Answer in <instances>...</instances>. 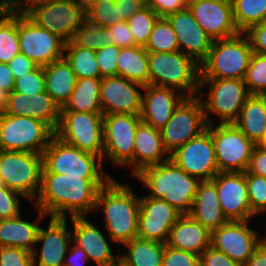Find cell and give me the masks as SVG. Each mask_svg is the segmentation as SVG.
<instances>
[{"label":"cell","mask_w":266,"mask_h":266,"mask_svg":"<svg viewBox=\"0 0 266 266\" xmlns=\"http://www.w3.org/2000/svg\"><path fill=\"white\" fill-rule=\"evenodd\" d=\"M170 154L164 147L161 132L140 122L137 126L134 146V176L144 168L166 162Z\"/></svg>","instance_id":"484cf974"},{"label":"cell","mask_w":266,"mask_h":266,"mask_svg":"<svg viewBox=\"0 0 266 266\" xmlns=\"http://www.w3.org/2000/svg\"><path fill=\"white\" fill-rule=\"evenodd\" d=\"M208 86L206 101H202L207 125L214 122L209 113L217 115L220 124L234 123L250 95L243 79H200L199 92L202 86Z\"/></svg>","instance_id":"30bf717a"},{"label":"cell","mask_w":266,"mask_h":266,"mask_svg":"<svg viewBox=\"0 0 266 266\" xmlns=\"http://www.w3.org/2000/svg\"><path fill=\"white\" fill-rule=\"evenodd\" d=\"M68 251V257H65L63 266H83V264L89 263L87 254L77 245L74 244Z\"/></svg>","instance_id":"91938a15"},{"label":"cell","mask_w":266,"mask_h":266,"mask_svg":"<svg viewBox=\"0 0 266 266\" xmlns=\"http://www.w3.org/2000/svg\"><path fill=\"white\" fill-rule=\"evenodd\" d=\"M78 11L87 19L99 0H74Z\"/></svg>","instance_id":"be15d7a7"},{"label":"cell","mask_w":266,"mask_h":266,"mask_svg":"<svg viewBox=\"0 0 266 266\" xmlns=\"http://www.w3.org/2000/svg\"><path fill=\"white\" fill-rule=\"evenodd\" d=\"M64 57L70 63L77 79L102 78L96 60V51L77 46L70 41L65 43Z\"/></svg>","instance_id":"d590c367"},{"label":"cell","mask_w":266,"mask_h":266,"mask_svg":"<svg viewBox=\"0 0 266 266\" xmlns=\"http://www.w3.org/2000/svg\"><path fill=\"white\" fill-rule=\"evenodd\" d=\"M70 220L74 229L72 243L83 249L89 260H93L96 266H113L117 262L120 255L115 257L106 237L95 224L86 216L70 217Z\"/></svg>","instance_id":"d4e9b609"},{"label":"cell","mask_w":266,"mask_h":266,"mask_svg":"<svg viewBox=\"0 0 266 266\" xmlns=\"http://www.w3.org/2000/svg\"><path fill=\"white\" fill-rule=\"evenodd\" d=\"M185 8H189L192 5L199 3L202 0H181Z\"/></svg>","instance_id":"a7ac6f4b"},{"label":"cell","mask_w":266,"mask_h":266,"mask_svg":"<svg viewBox=\"0 0 266 266\" xmlns=\"http://www.w3.org/2000/svg\"><path fill=\"white\" fill-rule=\"evenodd\" d=\"M55 135L81 151L103 157L102 112L61 111Z\"/></svg>","instance_id":"9c48e42d"},{"label":"cell","mask_w":266,"mask_h":266,"mask_svg":"<svg viewBox=\"0 0 266 266\" xmlns=\"http://www.w3.org/2000/svg\"><path fill=\"white\" fill-rule=\"evenodd\" d=\"M234 124L255 145L266 134V95L250 94Z\"/></svg>","instance_id":"4dcf8cb0"},{"label":"cell","mask_w":266,"mask_h":266,"mask_svg":"<svg viewBox=\"0 0 266 266\" xmlns=\"http://www.w3.org/2000/svg\"><path fill=\"white\" fill-rule=\"evenodd\" d=\"M119 14L125 21L136 14L146 3L143 0H115Z\"/></svg>","instance_id":"680465c9"},{"label":"cell","mask_w":266,"mask_h":266,"mask_svg":"<svg viewBox=\"0 0 266 266\" xmlns=\"http://www.w3.org/2000/svg\"><path fill=\"white\" fill-rule=\"evenodd\" d=\"M146 4L150 1V0H143Z\"/></svg>","instance_id":"34e18365"},{"label":"cell","mask_w":266,"mask_h":266,"mask_svg":"<svg viewBox=\"0 0 266 266\" xmlns=\"http://www.w3.org/2000/svg\"><path fill=\"white\" fill-rule=\"evenodd\" d=\"M13 91L30 95L45 91L43 67L36 66L31 72L15 79Z\"/></svg>","instance_id":"f6af8a7d"},{"label":"cell","mask_w":266,"mask_h":266,"mask_svg":"<svg viewBox=\"0 0 266 266\" xmlns=\"http://www.w3.org/2000/svg\"><path fill=\"white\" fill-rule=\"evenodd\" d=\"M189 215L210 231L227 222L222 214L216 186L211 180L199 183Z\"/></svg>","instance_id":"83f0119b"},{"label":"cell","mask_w":266,"mask_h":266,"mask_svg":"<svg viewBox=\"0 0 266 266\" xmlns=\"http://www.w3.org/2000/svg\"><path fill=\"white\" fill-rule=\"evenodd\" d=\"M108 37L110 45H116L119 48L135 46L134 36L126 21L108 27Z\"/></svg>","instance_id":"f907efd6"},{"label":"cell","mask_w":266,"mask_h":266,"mask_svg":"<svg viewBox=\"0 0 266 266\" xmlns=\"http://www.w3.org/2000/svg\"><path fill=\"white\" fill-rule=\"evenodd\" d=\"M247 173L266 177V150L256 145L246 169Z\"/></svg>","instance_id":"11a10c76"},{"label":"cell","mask_w":266,"mask_h":266,"mask_svg":"<svg viewBox=\"0 0 266 266\" xmlns=\"http://www.w3.org/2000/svg\"><path fill=\"white\" fill-rule=\"evenodd\" d=\"M3 186V183H2V180H1V178H0V187H2Z\"/></svg>","instance_id":"753ad0ef"},{"label":"cell","mask_w":266,"mask_h":266,"mask_svg":"<svg viewBox=\"0 0 266 266\" xmlns=\"http://www.w3.org/2000/svg\"><path fill=\"white\" fill-rule=\"evenodd\" d=\"M194 19L213 41L241 33L234 21L231 0H202L189 7Z\"/></svg>","instance_id":"7402d4cb"},{"label":"cell","mask_w":266,"mask_h":266,"mask_svg":"<svg viewBox=\"0 0 266 266\" xmlns=\"http://www.w3.org/2000/svg\"><path fill=\"white\" fill-rule=\"evenodd\" d=\"M245 179L252 212L258 216L266 212V177L247 173Z\"/></svg>","instance_id":"ee69618b"},{"label":"cell","mask_w":266,"mask_h":266,"mask_svg":"<svg viewBox=\"0 0 266 266\" xmlns=\"http://www.w3.org/2000/svg\"><path fill=\"white\" fill-rule=\"evenodd\" d=\"M42 154L0 150V178L3 186L35 201L41 187Z\"/></svg>","instance_id":"8992f818"},{"label":"cell","mask_w":266,"mask_h":266,"mask_svg":"<svg viewBox=\"0 0 266 266\" xmlns=\"http://www.w3.org/2000/svg\"><path fill=\"white\" fill-rule=\"evenodd\" d=\"M182 215L163 199L140 197L137 237L166 243L172 226Z\"/></svg>","instance_id":"e0dca14e"},{"label":"cell","mask_w":266,"mask_h":266,"mask_svg":"<svg viewBox=\"0 0 266 266\" xmlns=\"http://www.w3.org/2000/svg\"><path fill=\"white\" fill-rule=\"evenodd\" d=\"M165 244L136 237L124 244L127 254L119 258L128 266H162Z\"/></svg>","instance_id":"836d02e7"},{"label":"cell","mask_w":266,"mask_h":266,"mask_svg":"<svg viewBox=\"0 0 266 266\" xmlns=\"http://www.w3.org/2000/svg\"><path fill=\"white\" fill-rule=\"evenodd\" d=\"M30 94L12 91L8 94L7 106L4 114L29 117Z\"/></svg>","instance_id":"816d5d0a"},{"label":"cell","mask_w":266,"mask_h":266,"mask_svg":"<svg viewBox=\"0 0 266 266\" xmlns=\"http://www.w3.org/2000/svg\"><path fill=\"white\" fill-rule=\"evenodd\" d=\"M166 245L200 255L211 246V231L189 214H183L172 226Z\"/></svg>","instance_id":"4316f807"},{"label":"cell","mask_w":266,"mask_h":266,"mask_svg":"<svg viewBox=\"0 0 266 266\" xmlns=\"http://www.w3.org/2000/svg\"><path fill=\"white\" fill-rule=\"evenodd\" d=\"M108 37V27H99L87 21L76 31L73 42L80 47L93 51L110 46Z\"/></svg>","instance_id":"b9f144b4"},{"label":"cell","mask_w":266,"mask_h":266,"mask_svg":"<svg viewBox=\"0 0 266 266\" xmlns=\"http://www.w3.org/2000/svg\"><path fill=\"white\" fill-rule=\"evenodd\" d=\"M112 176H74L42 173L35 205L52 218L83 217L95 211L98 190Z\"/></svg>","instance_id":"6da1fadb"},{"label":"cell","mask_w":266,"mask_h":266,"mask_svg":"<svg viewBox=\"0 0 266 266\" xmlns=\"http://www.w3.org/2000/svg\"><path fill=\"white\" fill-rule=\"evenodd\" d=\"M15 79L8 63H0V87L10 94L14 90Z\"/></svg>","instance_id":"94428289"},{"label":"cell","mask_w":266,"mask_h":266,"mask_svg":"<svg viewBox=\"0 0 266 266\" xmlns=\"http://www.w3.org/2000/svg\"><path fill=\"white\" fill-rule=\"evenodd\" d=\"M141 122L140 115L108 114L103 115V159H109L114 165L122 167L133 166L134 176V146L137 126Z\"/></svg>","instance_id":"8fae6325"},{"label":"cell","mask_w":266,"mask_h":266,"mask_svg":"<svg viewBox=\"0 0 266 266\" xmlns=\"http://www.w3.org/2000/svg\"><path fill=\"white\" fill-rule=\"evenodd\" d=\"M19 53L18 10L0 7V63H9Z\"/></svg>","instance_id":"e575fe53"},{"label":"cell","mask_w":266,"mask_h":266,"mask_svg":"<svg viewBox=\"0 0 266 266\" xmlns=\"http://www.w3.org/2000/svg\"><path fill=\"white\" fill-rule=\"evenodd\" d=\"M243 80L249 94L266 95V55L252 54Z\"/></svg>","instance_id":"60d3db41"},{"label":"cell","mask_w":266,"mask_h":266,"mask_svg":"<svg viewBox=\"0 0 266 266\" xmlns=\"http://www.w3.org/2000/svg\"><path fill=\"white\" fill-rule=\"evenodd\" d=\"M0 266H33L32 252L18 247H0Z\"/></svg>","instance_id":"681fc988"},{"label":"cell","mask_w":266,"mask_h":266,"mask_svg":"<svg viewBox=\"0 0 266 266\" xmlns=\"http://www.w3.org/2000/svg\"><path fill=\"white\" fill-rule=\"evenodd\" d=\"M117 67L118 76L143 86L149 85L148 52L143 46L120 48Z\"/></svg>","instance_id":"1f68e13d"},{"label":"cell","mask_w":266,"mask_h":266,"mask_svg":"<svg viewBox=\"0 0 266 266\" xmlns=\"http://www.w3.org/2000/svg\"><path fill=\"white\" fill-rule=\"evenodd\" d=\"M147 52H175L179 50L176 34L165 17H160L154 25L148 43Z\"/></svg>","instance_id":"f35d334b"},{"label":"cell","mask_w":266,"mask_h":266,"mask_svg":"<svg viewBox=\"0 0 266 266\" xmlns=\"http://www.w3.org/2000/svg\"><path fill=\"white\" fill-rule=\"evenodd\" d=\"M258 242L260 247L266 249V235L263 238L258 239Z\"/></svg>","instance_id":"89a4df30"},{"label":"cell","mask_w":266,"mask_h":266,"mask_svg":"<svg viewBox=\"0 0 266 266\" xmlns=\"http://www.w3.org/2000/svg\"><path fill=\"white\" fill-rule=\"evenodd\" d=\"M243 33L247 36L253 53L266 55V20L250 26Z\"/></svg>","instance_id":"f5cc1de1"},{"label":"cell","mask_w":266,"mask_h":266,"mask_svg":"<svg viewBox=\"0 0 266 266\" xmlns=\"http://www.w3.org/2000/svg\"><path fill=\"white\" fill-rule=\"evenodd\" d=\"M200 266H241L221 251L209 246L199 255Z\"/></svg>","instance_id":"db71d44e"},{"label":"cell","mask_w":266,"mask_h":266,"mask_svg":"<svg viewBox=\"0 0 266 266\" xmlns=\"http://www.w3.org/2000/svg\"><path fill=\"white\" fill-rule=\"evenodd\" d=\"M144 86L121 76L101 78L100 105L103 115H140Z\"/></svg>","instance_id":"ffe728a7"},{"label":"cell","mask_w":266,"mask_h":266,"mask_svg":"<svg viewBox=\"0 0 266 266\" xmlns=\"http://www.w3.org/2000/svg\"><path fill=\"white\" fill-rule=\"evenodd\" d=\"M207 129L211 132L219 172H245L256 145L234 123L207 125Z\"/></svg>","instance_id":"4fadbf2b"},{"label":"cell","mask_w":266,"mask_h":266,"mask_svg":"<svg viewBox=\"0 0 266 266\" xmlns=\"http://www.w3.org/2000/svg\"><path fill=\"white\" fill-rule=\"evenodd\" d=\"M12 71L14 79L31 72L37 65L30 60L26 55L19 53L14 56L8 63Z\"/></svg>","instance_id":"6f0895ef"},{"label":"cell","mask_w":266,"mask_h":266,"mask_svg":"<svg viewBox=\"0 0 266 266\" xmlns=\"http://www.w3.org/2000/svg\"><path fill=\"white\" fill-rule=\"evenodd\" d=\"M139 205L140 197L131 187L113 178L98 190L95 210L104 211L105 228L112 242L124 245L137 237Z\"/></svg>","instance_id":"7a4b0ae2"},{"label":"cell","mask_w":266,"mask_h":266,"mask_svg":"<svg viewBox=\"0 0 266 266\" xmlns=\"http://www.w3.org/2000/svg\"><path fill=\"white\" fill-rule=\"evenodd\" d=\"M66 220L65 218L51 217L48 229L40 226L36 243H43L39 251V257L37 255L38 249L32 251L33 266L64 265L69 245L72 243V231L67 230Z\"/></svg>","instance_id":"603a6c76"},{"label":"cell","mask_w":266,"mask_h":266,"mask_svg":"<svg viewBox=\"0 0 266 266\" xmlns=\"http://www.w3.org/2000/svg\"><path fill=\"white\" fill-rule=\"evenodd\" d=\"M42 1H48V0H25V3L21 1L15 8L23 12L29 5L42 2Z\"/></svg>","instance_id":"03108f58"},{"label":"cell","mask_w":266,"mask_h":266,"mask_svg":"<svg viewBox=\"0 0 266 266\" xmlns=\"http://www.w3.org/2000/svg\"><path fill=\"white\" fill-rule=\"evenodd\" d=\"M86 21L99 27H110L125 20L119 14L115 0H99Z\"/></svg>","instance_id":"7bdbcfd3"},{"label":"cell","mask_w":266,"mask_h":266,"mask_svg":"<svg viewBox=\"0 0 266 266\" xmlns=\"http://www.w3.org/2000/svg\"><path fill=\"white\" fill-rule=\"evenodd\" d=\"M170 160L200 181H210L219 173L214 143L208 129L175 149L170 154Z\"/></svg>","instance_id":"2e32d148"},{"label":"cell","mask_w":266,"mask_h":266,"mask_svg":"<svg viewBox=\"0 0 266 266\" xmlns=\"http://www.w3.org/2000/svg\"><path fill=\"white\" fill-rule=\"evenodd\" d=\"M45 91L60 108L69 101L74 91L77 77L65 57L43 67Z\"/></svg>","instance_id":"f546056e"},{"label":"cell","mask_w":266,"mask_h":266,"mask_svg":"<svg viewBox=\"0 0 266 266\" xmlns=\"http://www.w3.org/2000/svg\"><path fill=\"white\" fill-rule=\"evenodd\" d=\"M247 222L249 221H227L211 231V246L241 266L259 246L258 232L249 228Z\"/></svg>","instance_id":"ac0fdd59"},{"label":"cell","mask_w":266,"mask_h":266,"mask_svg":"<svg viewBox=\"0 0 266 266\" xmlns=\"http://www.w3.org/2000/svg\"><path fill=\"white\" fill-rule=\"evenodd\" d=\"M242 266H266V249L258 246Z\"/></svg>","instance_id":"6125c7cd"},{"label":"cell","mask_w":266,"mask_h":266,"mask_svg":"<svg viewBox=\"0 0 266 266\" xmlns=\"http://www.w3.org/2000/svg\"><path fill=\"white\" fill-rule=\"evenodd\" d=\"M235 24L240 32L266 20V0H231Z\"/></svg>","instance_id":"8d00e7d4"},{"label":"cell","mask_w":266,"mask_h":266,"mask_svg":"<svg viewBox=\"0 0 266 266\" xmlns=\"http://www.w3.org/2000/svg\"><path fill=\"white\" fill-rule=\"evenodd\" d=\"M199 98L186 96L160 129L164 147L169 154L207 129L203 105Z\"/></svg>","instance_id":"5bb4252c"},{"label":"cell","mask_w":266,"mask_h":266,"mask_svg":"<svg viewBox=\"0 0 266 266\" xmlns=\"http://www.w3.org/2000/svg\"><path fill=\"white\" fill-rule=\"evenodd\" d=\"M18 37L20 53L37 66H47L64 57L65 42L50 31L37 26L18 10Z\"/></svg>","instance_id":"9a60e30c"},{"label":"cell","mask_w":266,"mask_h":266,"mask_svg":"<svg viewBox=\"0 0 266 266\" xmlns=\"http://www.w3.org/2000/svg\"><path fill=\"white\" fill-rule=\"evenodd\" d=\"M252 54L250 42L242 32L215 40L200 64V79H244Z\"/></svg>","instance_id":"5b68a950"},{"label":"cell","mask_w":266,"mask_h":266,"mask_svg":"<svg viewBox=\"0 0 266 266\" xmlns=\"http://www.w3.org/2000/svg\"><path fill=\"white\" fill-rule=\"evenodd\" d=\"M113 266H128L126 263H124L120 258L117 260V262Z\"/></svg>","instance_id":"2644e50d"},{"label":"cell","mask_w":266,"mask_h":266,"mask_svg":"<svg viewBox=\"0 0 266 266\" xmlns=\"http://www.w3.org/2000/svg\"><path fill=\"white\" fill-rule=\"evenodd\" d=\"M21 1L24 0H0V7L15 8Z\"/></svg>","instance_id":"003e7915"},{"label":"cell","mask_w":266,"mask_h":266,"mask_svg":"<svg viewBox=\"0 0 266 266\" xmlns=\"http://www.w3.org/2000/svg\"><path fill=\"white\" fill-rule=\"evenodd\" d=\"M147 4L159 17H166L185 8L181 0H150Z\"/></svg>","instance_id":"9f6ffc18"},{"label":"cell","mask_w":266,"mask_h":266,"mask_svg":"<svg viewBox=\"0 0 266 266\" xmlns=\"http://www.w3.org/2000/svg\"><path fill=\"white\" fill-rule=\"evenodd\" d=\"M259 146L266 150V134L264 139L260 142Z\"/></svg>","instance_id":"8c879c8a"},{"label":"cell","mask_w":266,"mask_h":266,"mask_svg":"<svg viewBox=\"0 0 266 266\" xmlns=\"http://www.w3.org/2000/svg\"><path fill=\"white\" fill-rule=\"evenodd\" d=\"M35 208L38 211L39 219L33 223L21 219V216L0 220V247H18L30 252L37 248L36 241L40 228L39 223L47 215L39 208Z\"/></svg>","instance_id":"f1b7e54d"},{"label":"cell","mask_w":266,"mask_h":266,"mask_svg":"<svg viewBox=\"0 0 266 266\" xmlns=\"http://www.w3.org/2000/svg\"><path fill=\"white\" fill-rule=\"evenodd\" d=\"M60 114L61 108L46 91L30 96L29 117L43 121L56 131Z\"/></svg>","instance_id":"74e56055"},{"label":"cell","mask_w":266,"mask_h":266,"mask_svg":"<svg viewBox=\"0 0 266 266\" xmlns=\"http://www.w3.org/2000/svg\"><path fill=\"white\" fill-rule=\"evenodd\" d=\"M149 84L198 94L200 64L181 51L148 52Z\"/></svg>","instance_id":"277c9868"},{"label":"cell","mask_w":266,"mask_h":266,"mask_svg":"<svg viewBox=\"0 0 266 266\" xmlns=\"http://www.w3.org/2000/svg\"><path fill=\"white\" fill-rule=\"evenodd\" d=\"M151 192L147 197L163 199L182 214H189L201 182L175 165L166 162L144 168L136 176Z\"/></svg>","instance_id":"3957f363"},{"label":"cell","mask_w":266,"mask_h":266,"mask_svg":"<svg viewBox=\"0 0 266 266\" xmlns=\"http://www.w3.org/2000/svg\"><path fill=\"white\" fill-rule=\"evenodd\" d=\"M172 26L179 45V51L201 64L210 51L213 40L196 22L189 8L165 17Z\"/></svg>","instance_id":"44dd1931"},{"label":"cell","mask_w":266,"mask_h":266,"mask_svg":"<svg viewBox=\"0 0 266 266\" xmlns=\"http://www.w3.org/2000/svg\"><path fill=\"white\" fill-rule=\"evenodd\" d=\"M23 13L37 26L57 35L65 43L73 41L86 18L74 0H48L29 5Z\"/></svg>","instance_id":"7c38bea8"},{"label":"cell","mask_w":266,"mask_h":266,"mask_svg":"<svg viewBox=\"0 0 266 266\" xmlns=\"http://www.w3.org/2000/svg\"><path fill=\"white\" fill-rule=\"evenodd\" d=\"M101 78L77 79L69 101L61 111L102 112L100 105Z\"/></svg>","instance_id":"d6a6232c"},{"label":"cell","mask_w":266,"mask_h":266,"mask_svg":"<svg viewBox=\"0 0 266 266\" xmlns=\"http://www.w3.org/2000/svg\"><path fill=\"white\" fill-rule=\"evenodd\" d=\"M211 181L227 221H249L256 216L250 208L245 172H219Z\"/></svg>","instance_id":"d6986e66"},{"label":"cell","mask_w":266,"mask_h":266,"mask_svg":"<svg viewBox=\"0 0 266 266\" xmlns=\"http://www.w3.org/2000/svg\"><path fill=\"white\" fill-rule=\"evenodd\" d=\"M119 51L120 48L116 45L105 46L96 51V60L102 78L118 75L117 57Z\"/></svg>","instance_id":"bcb514c9"},{"label":"cell","mask_w":266,"mask_h":266,"mask_svg":"<svg viewBox=\"0 0 266 266\" xmlns=\"http://www.w3.org/2000/svg\"><path fill=\"white\" fill-rule=\"evenodd\" d=\"M54 135L41 120L0 113V150L42 154Z\"/></svg>","instance_id":"52a82bcc"},{"label":"cell","mask_w":266,"mask_h":266,"mask_svg":"<svg viewBox=\"0 0 266 266\" xmlns=\"http://www.w3.org/2000/svg\"><path fill=\"white\" fill-rule=\"evenodd\" d=\"M162 266H200L199 255L174 249L165 244Z\"/></svg>","instance_id":"c3c4849f"},{"label":"cell","mask_w":266,"mask_h":266,"mask_svg":"<svg viewBox=\"0 0 266 266\" xmlns=\"http://www.w3.org/2000/svg\"><path fill=\"white\" fill-rule=\"evenodd\" d=\"M42 173L69 174L74 176H110L104 173L102 159L70 145L56 135L42 153Z\"/></svg>","instance_id":"ba28073f"},{"label":"cell","mask_w":266,"mask_h":266,"mask_svg":"<svg viewBox=\"0 0 266 266\" xmlns=\"http://www.w3.org/2000/svg\"><path fill=\"white\" fill-rule=\"evenodd\" d=\"M140 113L141 121L160 130L171 118L174 110L186 97L185 93L175 96V89L157 85L144 86Z\"/></svg>","instance_id":"cb8c5ba5"},{"label":"cell","mask_w":266,"mask_h":266,"mask_svg":"<svg viewBox=\"0 0 266 266\" xmlns=\"http://www.w3.org/2000/svg\"><path fill=\"white\" fill-rule=\"evenodd\" d=\"M160 17L146 4L136 14L126 21L135 39V46H143L148 43L155 22Z\"/></svg>","instance_id":"ab89813d"},{"label":"cell","mask_w":266,"mask_h":266,"mask_svg":"<svg viewBox=\"0 0 266 266\" xmlns=\"http://www.w3.org/2000/svg\"><path fill=\"white\" fill-rule=\"evenodd\" d=\"M20 193L0 187V220L20 216Z\"/></svg>","instance_id":"7dc6e473"},{"label":"cell","mask_w":266,"mask_h":266,"mask_svg":"<svg viewBox=\"0 0 266 266\" xmlns=\"http://www.w3.org/2000/svg\"><path fill=\"white\" fill-rule=\"evenodd\" d=\"M8 100V93L0 87V113H3Z\"/></svg>","instance_id":"e7e4bbea"}]
</instances>
